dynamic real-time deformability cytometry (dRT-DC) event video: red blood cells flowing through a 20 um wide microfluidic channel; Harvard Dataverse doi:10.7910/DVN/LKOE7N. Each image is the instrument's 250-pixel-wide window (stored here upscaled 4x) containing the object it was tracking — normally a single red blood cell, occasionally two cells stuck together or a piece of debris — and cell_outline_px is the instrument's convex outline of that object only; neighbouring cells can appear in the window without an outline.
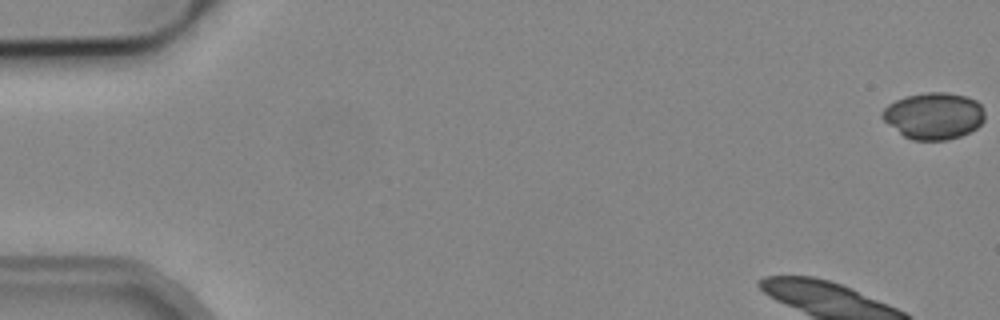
{"species": "common noctule bat (a hibernating species)", "species_latin": "Nyctalus noctula", "temperature_condition": "cold", "stored_images_in_passage": 53, "camera_frame_rate_fps": 3000, "um_per_image_px": 0.085, "animal": {"sex": "male", "body_mass_g": 19.2, "forearm_length_mm": 51.8}, "frame": {"image": 1, "passage_image": 1, "time_ms": 0.0, "image_size_px": [1000, 320], "cell_outline_px": [[984, 120], [976, 128], [960, 136], [944, 140], [912, 140], [904, 136], [888, 124], [880, 116], [880, 112], [888, 104], [896, 100], [908, 96], [928, 92], [948, 92], [964, 96], [976, 100], [980, 104], [984, 112]], "centroid_in_image_um": [79.35, 9.84], "position_along_channel_um": 5.6, "area_um2": 27.74}, "authors_computed_cell_mechanics": {"area_um2": 18.5538, "velocity_mm_per_s": 3.8133, "shape_relaxation_time_tau1_ms": 6.0791, "shape_relaxation_time_tau2_ms": null, "deformation_change_tau1": 0.0973, "deformation_change_tau2": null}}